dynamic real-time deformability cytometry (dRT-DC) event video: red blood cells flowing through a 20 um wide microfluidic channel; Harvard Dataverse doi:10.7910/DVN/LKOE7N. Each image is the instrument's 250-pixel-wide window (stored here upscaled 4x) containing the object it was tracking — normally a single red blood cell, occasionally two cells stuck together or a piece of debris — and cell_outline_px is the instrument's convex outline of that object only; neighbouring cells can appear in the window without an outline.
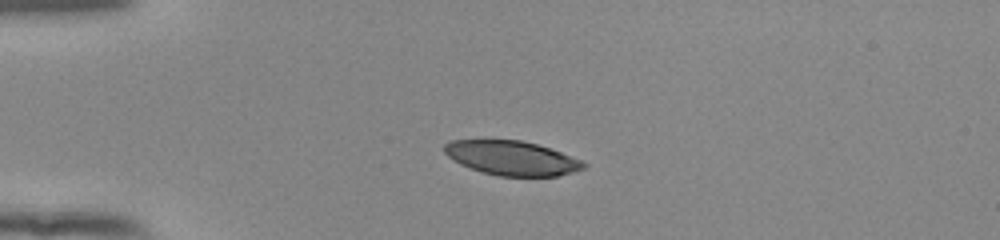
{"species": "human", "species_latin": "Homo sapiens", "temperature_condition": "room temperature", "stored_images_in_passage": 40, "camera_frame_rate_fps": 3000, "um_per_image_px": 0.085, "donor": {"sex": "female"}, "frame": {"image": 1, "passage_image": 1, "time_ms": 0.0, "image_size_px": [1000, 240], "cell_outline_px": [[588, 164], [584, 168], [572, 172], [556, 176], [500, 176], [484, 172], [460, 164], [448, 156], [444, 152], [444, 144], [448, 140], [520, 140], [536, 144], [560, 152], [580, 160]], "centroid_in_image_um": [43.48, 13.43], "position_along_channel_um": 41.5, "area_um2": 27.51}}
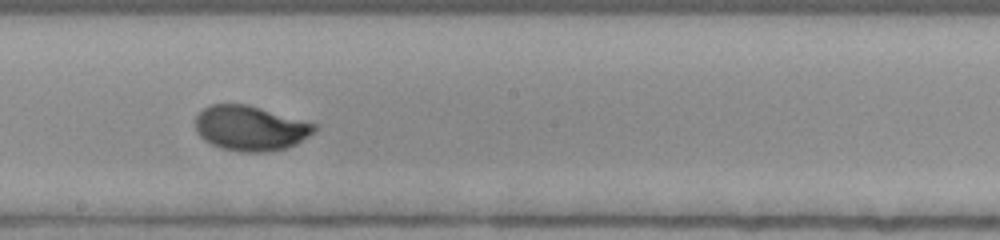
{"frame": {"image": 2, "passage_image": 18, "time_ms": 5.667, "image_size_px": [1000, 240], "cell_outline_px": [[320, 128], [316, 132], [296, 144], [284, 148], [264, 152], [244, 152], [224, 148], [212, 144], [204, 140], [196, 132], [196, 116], [208, 104], [248, 104], [320, 124]], "centroid_in_image_um": [21.35, 10.88], "position_along_channel_um": 226.9, "area_um2": 31.5}}
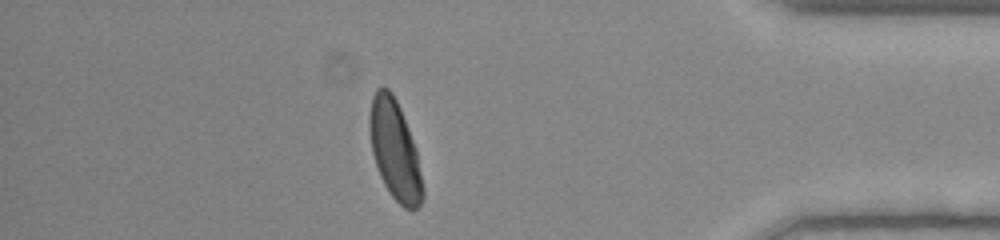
{"frame": {"image": 3, "passage_image": 34, "time_ms": 11.0, "image_size_px": [1000, 240], "cell_outline_px": [[424, 196], [420, 204], [416, 208], [404, 208], [388, 192], [380, 176], [372, 152], [368, 128], [368, 116], [372, 96], [376, 88], [388, 88], [392, 92], [400, 108], [416, 148], [424, 188]], "centroid_in_image_um": [33.54, 12.75], "position_along_channel_um": 401.7, "area_um2": 30.81}, "authors_computed_cell_mechanics": {"area_um2": 30.7496, "velocity_mm_per_s": 3.8897, "shape_relaxation_time_tau1_ms": 2.8099, "shape_relaxation_time_tau2_ms": null, "deformation_change_tau1": 0.1559, "deformation_change_tau2": null}}